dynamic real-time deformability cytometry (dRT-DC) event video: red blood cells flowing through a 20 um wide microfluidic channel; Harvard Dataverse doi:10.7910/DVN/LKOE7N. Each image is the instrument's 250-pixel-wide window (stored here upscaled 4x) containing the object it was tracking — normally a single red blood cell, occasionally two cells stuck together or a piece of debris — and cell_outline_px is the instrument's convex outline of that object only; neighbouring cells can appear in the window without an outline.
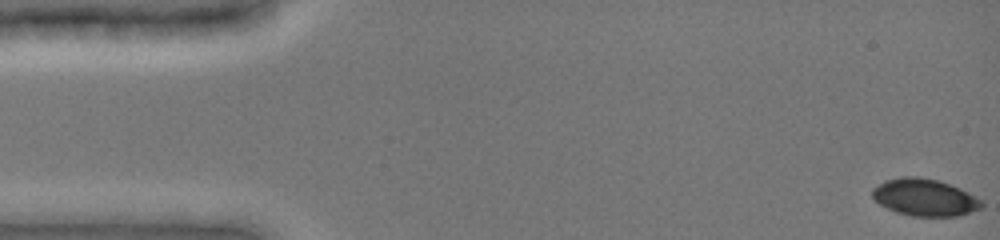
{"species": "common noctule bat (a hibernating species)", "species_latin": "Nyctalus noctula", "temperature_condition": "cold", "stored_images_in_passage": 58, "camera_frame_rate_fps": 3000, "um_per_image_px": 0.085, "animal": {"sex": "female", "body_mass_g": 19.0, "forearm_length_mm": 51.5}, "frame": {"image": 1, "passage_image": 1, "time_ms": 0.0, "image_size_px": [1000, 240], "cell_outline_px": [[984, 204], [980, 208], [960, 216], [912, 216], [896, 212], [880, 204], [872, 196], [872, 188], [884, 180], [900, 176], [916, 176], [936, 180], [960, 188], [984, 200]], "centroid_in_image_um": [78.6, 16.77], "position_along_channel_um": 6.4, "area_um2": 23.7}}
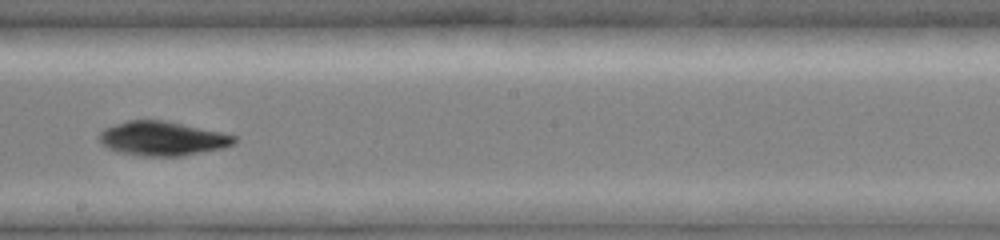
{"frame": {"image": 2, "passage_image": 34, "time_ms": 9.0, "image_size_px": [1000, 240], "cell_outline_px": [[236, 140], [232, 144], [224, 148], [184, 156], [144, 156], [116, 152], [100, 144], [100, 132], [104, 128], [128, 120], [168, 120], [220, 132], [236, 136]], "centroid_in_image_um": [13.79, 11.78], "position_along_channel_um": 234.4, "area_um2": 27.05}}
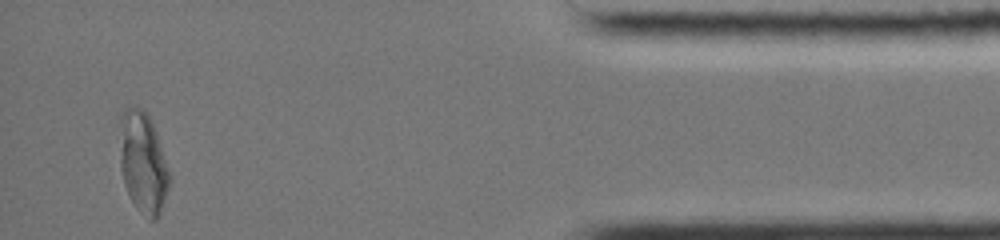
{"frame": {"image": 3, "passage_image": 57, "time_ms": 15.0, "image_size_px": [1000, 240], "cell_outline_px": [[172, 180], [160, 212], [156, 220], [152, 220], [136, 208], [124, 184], [120, 168], [120, 116], [124, 108], [132, 104], [136, 104], [148, 116], [152, 124], [172, 176]], "centroid_in_image_um": [12.15, 13.8], "position_along_channel_um": 423.0, "area_um2": 29.36}}